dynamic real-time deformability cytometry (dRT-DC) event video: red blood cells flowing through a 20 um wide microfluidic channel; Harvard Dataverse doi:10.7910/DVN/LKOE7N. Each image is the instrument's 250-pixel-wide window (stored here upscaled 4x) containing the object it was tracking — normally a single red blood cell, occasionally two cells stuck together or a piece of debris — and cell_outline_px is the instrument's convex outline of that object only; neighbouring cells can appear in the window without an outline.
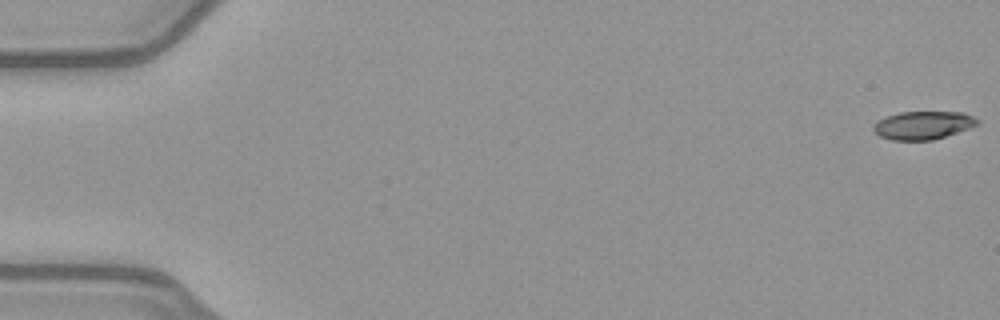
{"species": "common noctule bat (a hibernating species)", "species_latin": "Nyctalus noctula", "temperature_condition": "warm", "stored_images_in_passage": 52, "camera_frame_rate_fps": 3000, "um_per_image_px": 0.085, "animal": {"sex": "female", "body_mass_g": 21.9}, "frame": {"image": 1, "passage_image": 1, "time_ms": 0.0, "image_size_px": [1000, 320], "cell_outline_px": [[980, 124], [932, 140], [892, 140], [880, 136], [872, 128], [880, 120], [888, 116], [900, 112], [964, 112], [980, 120]], "centroid_in_image_um": [78.5, 10.64], "position_along_channel_um": 6.5, "area_um2": 16.76}}
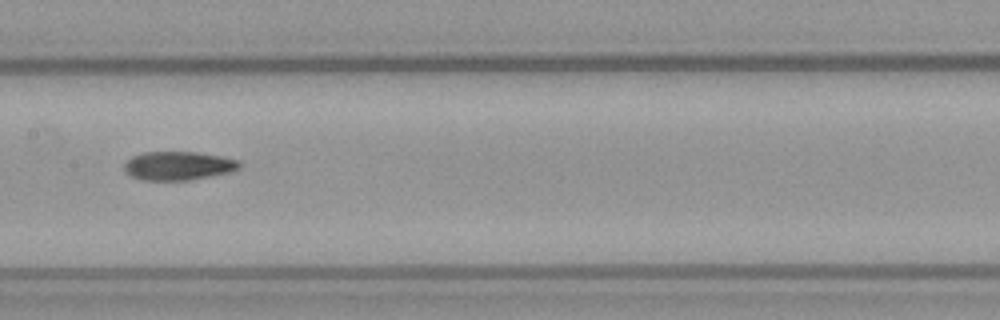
{"frame": {"image": 2, "passage_image": 27, "time_ms": 8.667, "image_size_px": [1000, 320], "cell_outline_px": [[240, 168], [232, 172], [188, 180], [140, 180], [124, 172], [124, 164], [132, 156], [144, 152], [196, 152], [220, 156], [240, 160]], "centroid_in_image_um": [15.15, 14.09], "position_along_channel_um": 192.2, "area_um2": 19.31}}
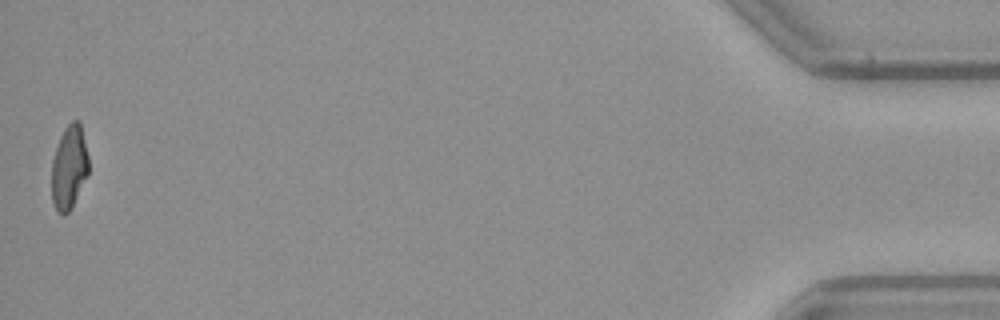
{"frame": {"image": 3, "passage_image": 52, "time_ms": 17.0, "image_size_px": [1000, 320], "cell_outline_px": [[88, 176], [68, 212], [60, 212], [56, 208], [52, 200], [52, 160], [60, 136], [64, 128], [72, 120], [80, 120], [88, 156]], "centroid_in_image_um": [5.88, 14.15], "position_along_channel_um": 429.3, "area_um2": 17.8}, "authors_computed_cell_mechanics": {"area_um2": 18.8717, "velocity_mm_per_s": 4.0071, "shape_relaxation_time_tau1_ms": null, "shape_relaxation_time_tau2_ms": 2.6078, "deformation_change_tau1": null, "deformation_change_tau2": 0.0946}}